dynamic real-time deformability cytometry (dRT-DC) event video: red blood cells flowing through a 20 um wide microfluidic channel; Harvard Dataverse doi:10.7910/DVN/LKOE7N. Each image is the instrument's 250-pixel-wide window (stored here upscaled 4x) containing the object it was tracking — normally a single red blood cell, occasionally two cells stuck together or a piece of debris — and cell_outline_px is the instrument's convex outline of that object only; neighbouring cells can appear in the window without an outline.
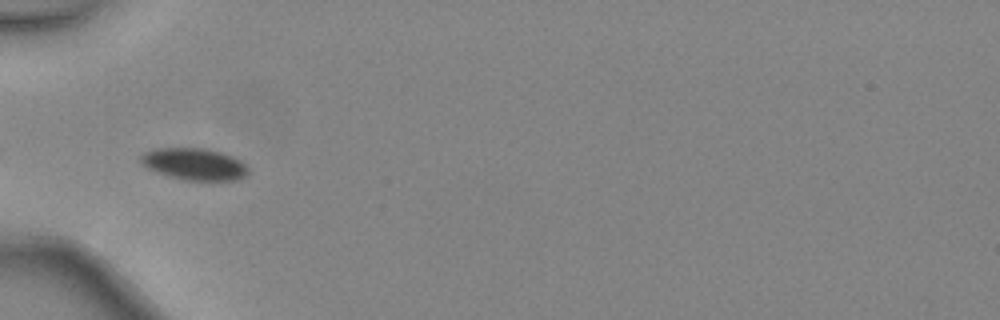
{"species": "common noctule bat (a hibernating species)", "species_latin": "Nyctalus noctula", "temperature_condition": "warm", "stored_images_in_passage": 7, "camera_frame_rate_fps": 3000, "um_per_image_px": 0.085, "animal": {"sex": "female", "body_mass_g": 24.6, "forearm_length_mm": 56.2}, "frame": {"image": 1, "passage_image": 1, "time_ms": 0.0, "image_size_px": [1000, 320], "cell_outline_px": [[248, 172], [244, 176], [236, 180], [184, 180], [168, 176], [156, 172], [148, 168], [140, 160], [140, 156], [144, 152], [156, 148], [208, 148], [232, 156], [240, 160], [248, 168]], "centroid_in_image_um": [16.5, 13.94], "position_along_channel_um": 68.5, "area_um2": 19.88}}
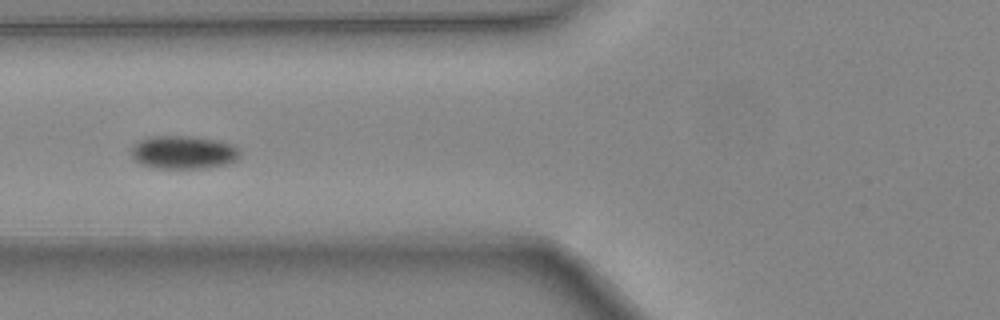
{"frame": {"image": 2, "passage_image": 4, "time_ms": 1.0, "image_size_px": [1000, 320], "cell_outline_px": [[240, 156], [236, 160], [228, 164], [208, 168], [152, 168], [140, 164], [132, 160], [132, 148], [140, 140], [152, 136], [192, 136], [220, 140], [232, 144], [240, 148]], "centroid_in_image_um": [15.63, 12.95], "position_along_channel_um": 110.2, "area_um2": 21.39}}